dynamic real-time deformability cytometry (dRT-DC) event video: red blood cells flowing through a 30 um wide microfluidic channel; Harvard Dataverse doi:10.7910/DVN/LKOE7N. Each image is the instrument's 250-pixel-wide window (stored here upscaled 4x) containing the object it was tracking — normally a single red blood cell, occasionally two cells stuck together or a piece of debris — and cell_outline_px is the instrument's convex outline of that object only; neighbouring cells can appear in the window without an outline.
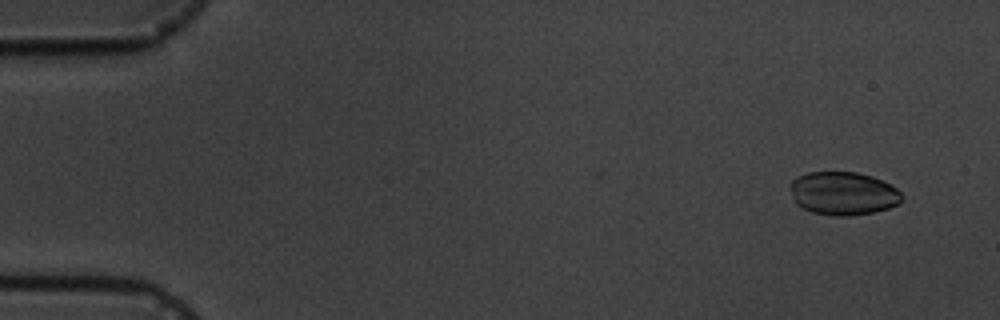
{"species": "common noctule bat (a hibernating species)", "species_latin": "Nyctalus noctula", "temperature_condition": "cold", "stored_images_in_passage": 4, "camera_frame_rate_fps": 3000, "um_per_image_px": 0.085, "animal": {"sex": "male", "body_mass_g": 19.5, "forearm_length_mm": 54.6}, "frame": {"image": 1, "passage_image": 1, "time_ms": 0.0, "image_size_px": [1000, 320], "cell_outline_px": [[904, 196], [900, 204], [888, 208], [872, 212], [848, 216], [836, 216], [812, 212], [796, 204], [788, 188], [788, 184], [796, 176], [808, 172], [856, 172], [872, 176], [896, 188]], "centroid_in_image_um": [71.64, 16.43], "position_along_channel_um": 13.4, "area_um2": 28.32}}